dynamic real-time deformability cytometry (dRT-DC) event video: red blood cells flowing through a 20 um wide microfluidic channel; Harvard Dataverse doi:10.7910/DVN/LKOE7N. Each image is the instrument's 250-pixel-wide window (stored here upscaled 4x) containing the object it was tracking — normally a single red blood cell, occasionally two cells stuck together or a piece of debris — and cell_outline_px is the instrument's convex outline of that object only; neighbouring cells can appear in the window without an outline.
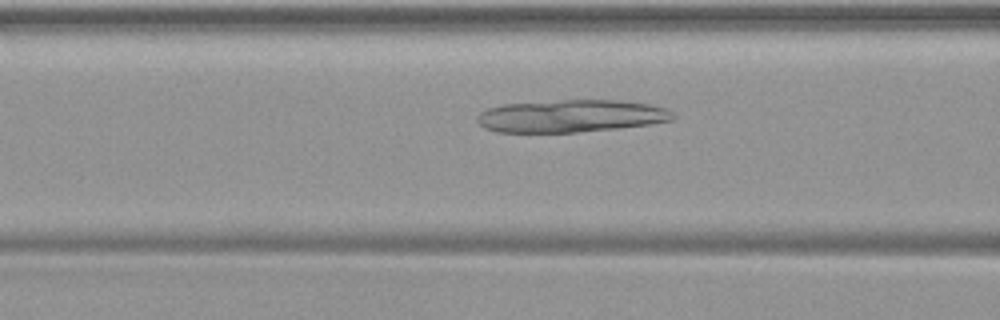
{"species": "common noctule bat (a hibernating species)", "species_latin": "Nyctalus noctula", "temperature_condition": "warm", "stored_images_in_passage": 49, "camera_frame_rate_fps": 3000, "um_per_image_px": 0.085, "animal": {"sex": "female", "body_mass_g": 19.9}, "frame": {"image": 1, "passage_image": 20, "time_ms": 6.333, "image_size_px": [1000, 320], "cell_outline_px": [[676, 116], [672, 120], [652, 124], [620, 128], [576, 132], [496, 132], [484, 128], [476, 120], [476, 116], [480, 112], [488, 108], [500, 104], [560, 100], [620, 100], [648, 104], [668, 108]], "centroid_in_image_um": [48.53, 9.86], "position_along_channel_um": 118.1, "area_um2": 37.4}}
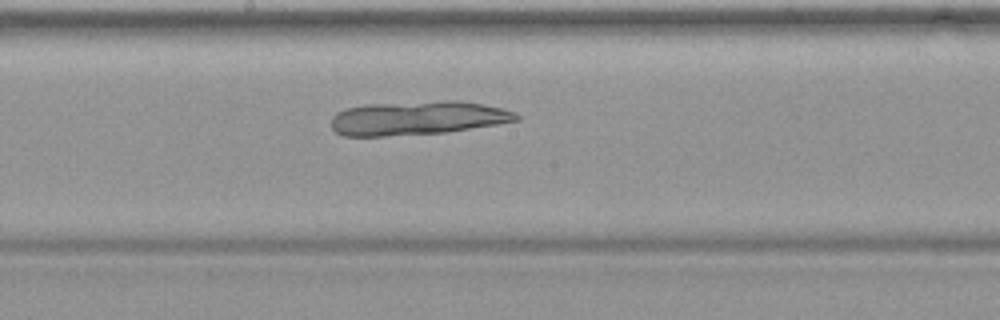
{"frame": {"image": 2, "passage_image": 27, "time_ms": 8.667, "image_size_px": [1000, 320], "cell_outline_px": [[520, 120], [496, 124], [444, 132], [384, 136], [344, 136], [336, 132], [332, 128], [332, 116], [336, 112], [344, 108], [364, 104], [444, 100], [456, 100], [504, 108], [516, 112], [520, 116]], "centroid_in_image_um": [35.46, 10.02], "position_along_channel_um": 212.7, "area_um2": 36.65}}
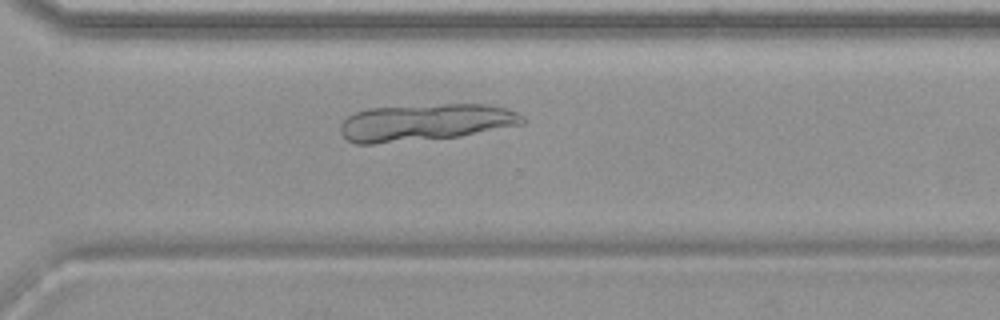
{"frame": {"image": 3, "passage_image": 36, "time_ms": 11.667, "image_size_px": [1000, 320], "cell_outline_px": [[528, 120], [524, 124], [460, 136], [372, 144], [356, 144], [348, 140], [340, 132], [340, 124], [348, 116], [356, 112], [368, 108], [444, 104], [488, 104], [504, 108], [516, 112], [524, 116]], "centroid_in_image_um": [36.17, 10.4], "position_along_channel_um": 334.4, "area_um2": 39.25}}